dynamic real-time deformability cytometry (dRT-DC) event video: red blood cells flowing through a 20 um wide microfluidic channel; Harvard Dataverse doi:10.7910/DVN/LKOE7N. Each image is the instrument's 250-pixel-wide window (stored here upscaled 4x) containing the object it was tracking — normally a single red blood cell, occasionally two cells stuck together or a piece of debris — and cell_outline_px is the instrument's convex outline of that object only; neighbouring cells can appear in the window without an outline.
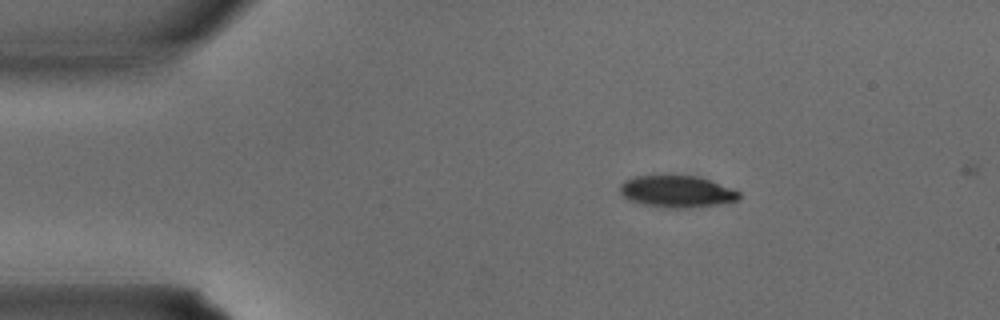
{"species": "common noctule bat (a hibernating species)", "species_latin": "Nyctalus noctula", "temperature_condition": "warm", "stored_images_in_passage": 5, "camera_frame_rate_fps": 3000, "um_per_image_px": 0.085, "animal": {"sex": "male", "body_mass_g": 15.6}, "frame": {"image": 1, "passage_image": 1, "time_ms": 0.0, "image_size_px": [1000, 320], "cell_outline_px": [[740, 200], [720, 204], [688, 208], [664, 208], [644, 204], [628, 200], [620, 192], [620, 184], [624, 180], [632, 176], [668, 172], [700, 176], [712, 180], [740, 192]], "centroid_in_image_um": [57.51, 16.22], "position_along_channel_um": 27.5, "area_um2": 23.24}}